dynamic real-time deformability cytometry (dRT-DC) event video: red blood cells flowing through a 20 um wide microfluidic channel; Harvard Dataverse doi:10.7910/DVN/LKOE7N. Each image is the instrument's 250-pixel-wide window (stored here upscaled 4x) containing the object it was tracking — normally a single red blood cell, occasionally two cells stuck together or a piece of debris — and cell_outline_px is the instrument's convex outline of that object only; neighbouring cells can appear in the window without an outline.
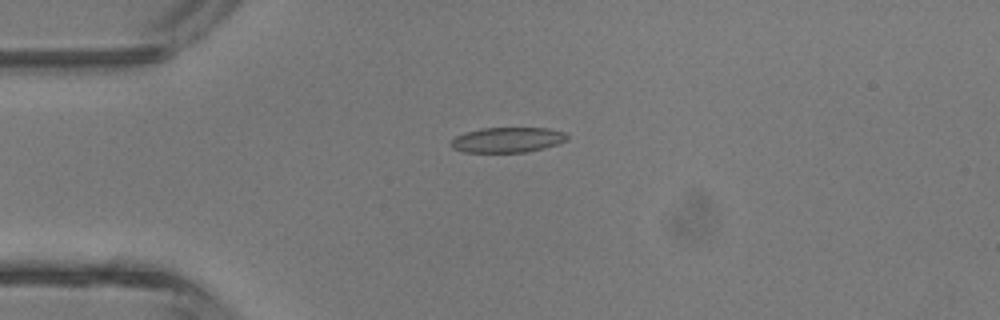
{"species": "common noctule bat (a hibernating species)", "species_latin": "Nyctalus noctula", "temperature_condition": "room temperature", "stored_images_in_passage": 2, "camera_frame_rate_fps": 3000, "um_per_image_px": 0.085, "animal": {"sex": "male", "body_mass_g": 13.3}, "frame": {"image": 1, "passage_image": 1, "time_ms": 0.0, "image_size_px": [1000, 320], "cell_outline_px": [[568, 140], [544, 148], [528, 152], [464, 152], [452, 148], [452, 140], [456, 136], [464, 132], [480, 128], [548, 128], [564, 132], [568, 136]], "centroid_in_image_um": [43.14, 11.88], "position_along_channel_um": 41.9, "area_um2": 17.05}}